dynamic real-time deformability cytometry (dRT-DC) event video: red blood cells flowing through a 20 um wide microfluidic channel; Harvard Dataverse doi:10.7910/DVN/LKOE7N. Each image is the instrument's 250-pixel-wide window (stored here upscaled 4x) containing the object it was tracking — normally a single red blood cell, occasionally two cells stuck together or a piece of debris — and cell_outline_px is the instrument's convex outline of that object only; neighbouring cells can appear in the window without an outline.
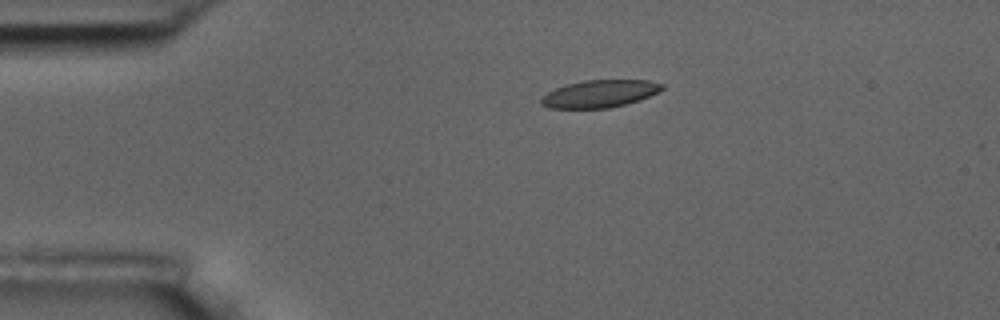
{"species": "common noctule bat (a hibernating species)", "species_latin": "Nyctalus noctula", "temperature_condition": "room temperature", "stored_images_in_passage": 5, "camera_frame_rate_fps": 3000, "um_per_image_px": 0.085, "animal": {"sex": "male", "body_mass_g": 17.5, "forearm_length_mm": 52.3}, "frame": {"image": 1, "passage_image": 3, "time_ms": 3.0, "image_size_px": [1000, 320], "cell_outline_px": [[664, 88], [640, 100], [608, 108], [548, 108], [540, 104], [540, 96], [556, 88], [568, 84], [584, 80], [648, 80], [664, 84]], "centroid_in_image_um": [50.94, 7.97], "position_along_channel_um": 34.1, "area_um2": 19.25}}
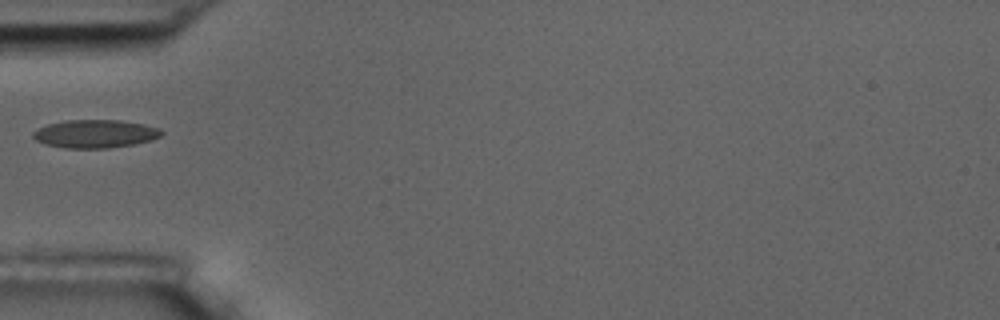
{"frame": {"image": 2, "passage_image": 5, "time_ms": 5.333, "image_size_px": [1000, 320], "cell_outline_px": [[164, 132], [160, 136], [152, 140], [132, 144], [108, 148], [64, 148], [44, 144], [36, 140], [32, 136], [32, 132], [48, 124], [64, 120], [120, 120], [144, 124], [160, 128]], "centroid_in_image_um": [8.09, 11.37], "position_along_channel_um": 76.9, "area_um2": 21.1}}